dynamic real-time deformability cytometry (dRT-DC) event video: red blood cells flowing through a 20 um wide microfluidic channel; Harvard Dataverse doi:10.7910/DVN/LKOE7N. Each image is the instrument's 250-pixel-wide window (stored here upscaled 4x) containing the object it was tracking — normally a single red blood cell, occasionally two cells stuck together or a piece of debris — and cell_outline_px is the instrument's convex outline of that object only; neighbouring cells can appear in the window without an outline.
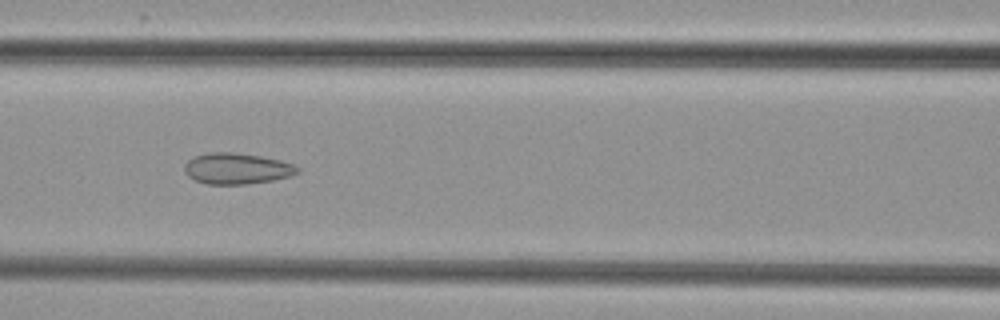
{"species": "common noctule bat (a hibernating species)", "species_latin": "Nyctalus noctula", "temperature_condition": "cold", "stored_images_in_passage": 6, "camera_frame_rate_fps": 3000, "um_per_image_px": 0.085, "animal": {"sex": "female", "body_mass_g": 29.2, "forearm_length_mm": 56.3}, "frame": {"image": 1, "passage_image": 6, "time_ms": 5.667, "image_size_px": [1000, 320], "cell_outline_px": [[300, 172], [292, 176], [272, 180], [248, 184], [204, 184], [188, 176], [184, 172], [184, 164], [188, 160], [196, 156], [212, 152], [232, 152], [260, 156], [280, 160], [292, 164], [300, 168]], "centroid_in_image_um": [20.14, 14.33], "position_along_channel_um": 146.5, "area_um2": 20.46}}